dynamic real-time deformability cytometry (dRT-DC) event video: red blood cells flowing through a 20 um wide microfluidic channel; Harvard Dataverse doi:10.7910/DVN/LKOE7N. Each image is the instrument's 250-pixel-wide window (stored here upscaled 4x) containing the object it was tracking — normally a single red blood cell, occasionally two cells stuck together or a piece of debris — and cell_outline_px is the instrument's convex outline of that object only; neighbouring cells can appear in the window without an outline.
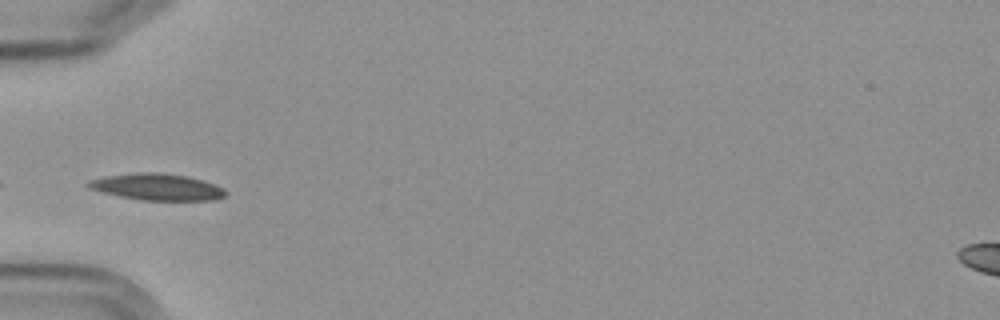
{"species": "Egyptian fruit bat (a non-hibernating species)", "species_latin": "Rousettus aegyptiacus", "temperature_condition": "cold", "stored_images_in_passage": 8, "camera_frame_rate_fps": 3000, "um_per_image_px": 0.085, "frame": {"image": 1, "passage_image": 5, "time_ms": 4.667, "image_size_px": [1000, 320], "cell_outline_px": [[228, 192], [224, 196], [216, 200], [140, 200], [120, 196], [88, 188], [84, 184], [88, 180], [108, 176], [144, 172], [156, 172], [188, 176], [204, 180], [224, 188]], "centroid_in_image_um": [13.39, 15.89], "position_along_channel_um": 71.6, "area_um2": 21.21}}
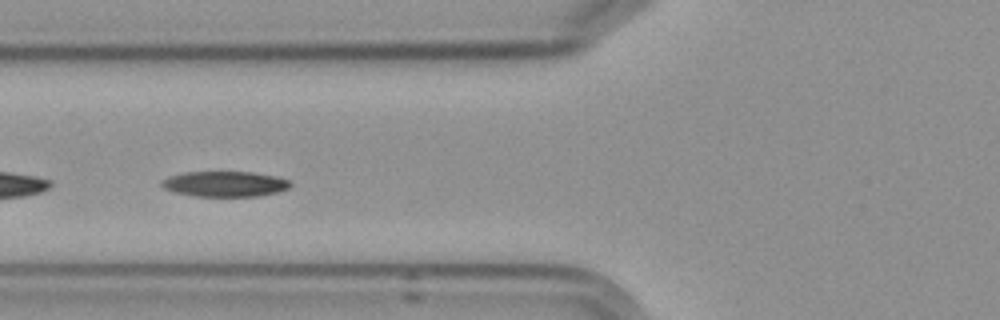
{"frame": {"image": 2, "passage_image": 6, "time_ms": 5.667, "image_size_px": [1000, 320], "cell_outline_px": [[292, 184], [288, 188], [280, 192], [256, 196], [196, 196], [176, 192], [164, 188], [160, 184], [160, 180], [168, 176], [184, 172], [252, 172], [276, 176], [288, 180]], "centroid_in_image_um": [19.11, 15.63], "position_along_channel_um": 106.7, "area_um2": 19.07}}
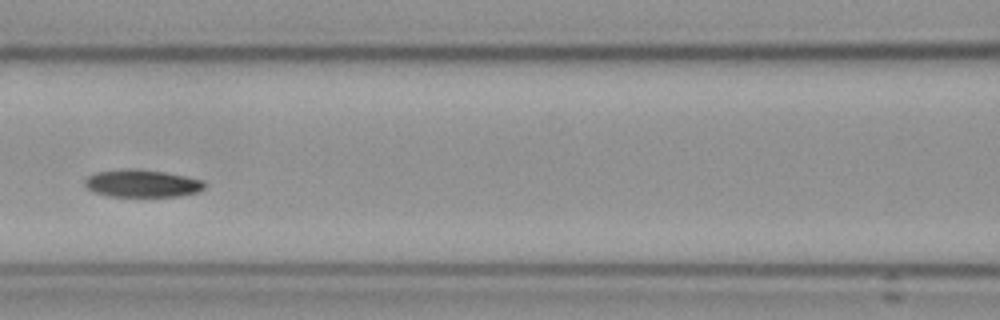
{"frame": {"image": 3, "passage_image": 7, "time_ms": 7.0, "image_size_px": [1000, 320], "cell_outline_px": [[204, 188], [200, 192], [180, 196], [108, 196], [92, 192], [84, 184], [84, 180], [88, 176], [96, 172], [128, 168], [136, 168], [164, 172], [204, 180]], "centroid_in_image_um": [12.07, 15.59], "position_along_channel_um": 154.5, "area_um2": 19.31}}